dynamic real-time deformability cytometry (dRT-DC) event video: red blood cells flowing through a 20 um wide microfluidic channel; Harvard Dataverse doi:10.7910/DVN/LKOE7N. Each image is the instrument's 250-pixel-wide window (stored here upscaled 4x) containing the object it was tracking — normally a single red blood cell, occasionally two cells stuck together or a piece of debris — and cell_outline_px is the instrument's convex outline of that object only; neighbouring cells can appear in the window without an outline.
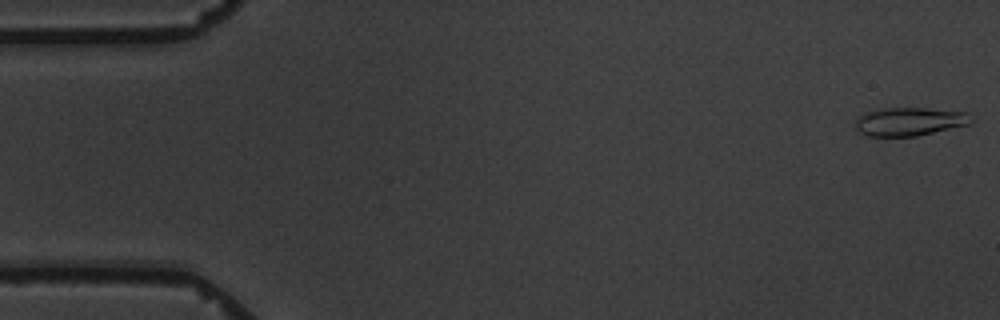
{"species": "common noctule bat (a hibernating species)", "species_latin": "Nyctalus noctula", "temperature_condition": "warm", "stored_images_in_passage": 6, "camera_frame_rate_fps": 3000, "um_per_image_px": 0.085, "animal": {"sex": "male", "body_mass_g": 19.5, "forearm_length_mm": 54.6}, "frame": {"image": 1, "passage_image": 1, "time_ms": 0.0, "image_size_px": [1000, 320], "cell_outline_px": [[972, 120], [968, 124], [916, 136], [868, 136], [860, 132], [856, 128], [856, 120], [860, 116], [868, 112], [884, 108], [924, 108], [968, 112]], "centroid_in_image_um": [77.31, 10.33], "position_along_channel_um": 7.7, "area_um2": 18.79}}
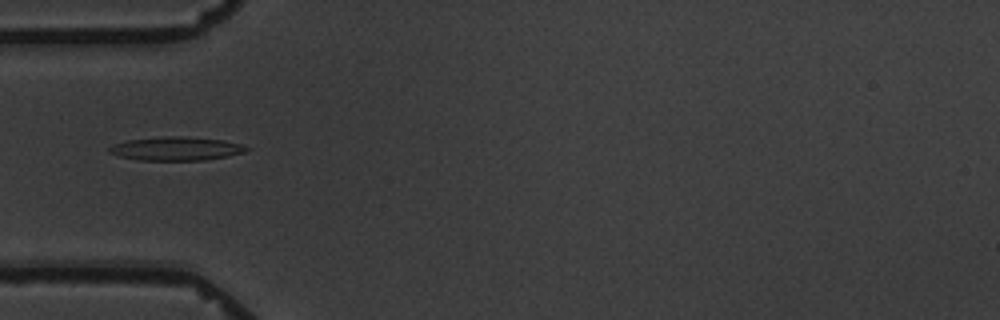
{"frame": {"image": 2, "passage_image": 6, "time_ms": 5.667, "image_size_px": [1000, 320], "cell_outline_px": [[252, 148], [244, 152], [228, 156], [204, 160], [140, 160], [120, 156], [108, 152], [108, 148], [112, 144], [128, 140], [164, 136], [184, 136], [224, 140], [240, 144]], "centroid_in_image_um": [14.98, 12.63], "position_along_channel_um": 70.0, "area_um2": 18.9}}